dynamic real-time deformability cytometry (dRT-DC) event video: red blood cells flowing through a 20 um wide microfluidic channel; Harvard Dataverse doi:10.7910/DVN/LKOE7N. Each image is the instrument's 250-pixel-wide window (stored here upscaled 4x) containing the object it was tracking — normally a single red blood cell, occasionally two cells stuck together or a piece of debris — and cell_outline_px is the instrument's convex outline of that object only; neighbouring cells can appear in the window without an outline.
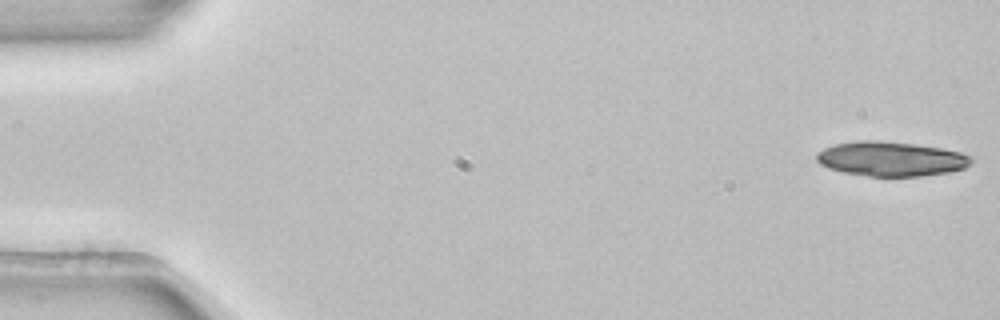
{"species": "common noctule bat (a hibernating species)", "species_latin": "Nyctalus noctula", "temperature_condition": "room temperature", "stored_images_in_passage": 5, "camera_frame_rate_fps": 3000, "um_per_image_px": 0.085, "animal": {"sex": "female", "body_mass_g": 22.7, "forearm_length_mm": 54.2}, "frame": {"image": 1, "passage_image": 1, "time_ms": 0.0, "image_size_px": [1000, 320], "cell_outline_px": [[976, 160], [972, 164], [964, 168], [948, 172], [920, 176], [868, 176], [844, 172], [828, 168], [820, 164], [816, 160], [816, 152], [832, 144], [856, 140], [876, 140], [916, 144], [940, 148], [960, 152], [972, 156]], "centroid_in_image_um": [75.73, 13.49], "position_along_channel_um": 9.3, "area_um2": 31.44}}
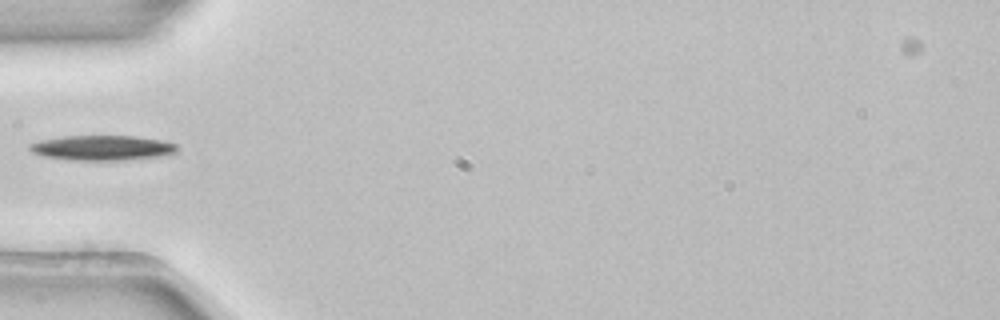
{"frame": {"image": 2, "passage_image": 5, "time_ms": 1.333, "image_size_px": [1000, 320], "cell_outline_px": [[176, 152], [168, 156], [124, 160], [72, 160], [44, 156], [32, 152], [28, 148], [28, 144], [40, 140], [64, 136], [136, 136], [160, 140], [176, 144]], "centroid_in_image_um": [8.7, 12.57], "position_along_channel_um": 76.3, "area_um2": 21.56}}